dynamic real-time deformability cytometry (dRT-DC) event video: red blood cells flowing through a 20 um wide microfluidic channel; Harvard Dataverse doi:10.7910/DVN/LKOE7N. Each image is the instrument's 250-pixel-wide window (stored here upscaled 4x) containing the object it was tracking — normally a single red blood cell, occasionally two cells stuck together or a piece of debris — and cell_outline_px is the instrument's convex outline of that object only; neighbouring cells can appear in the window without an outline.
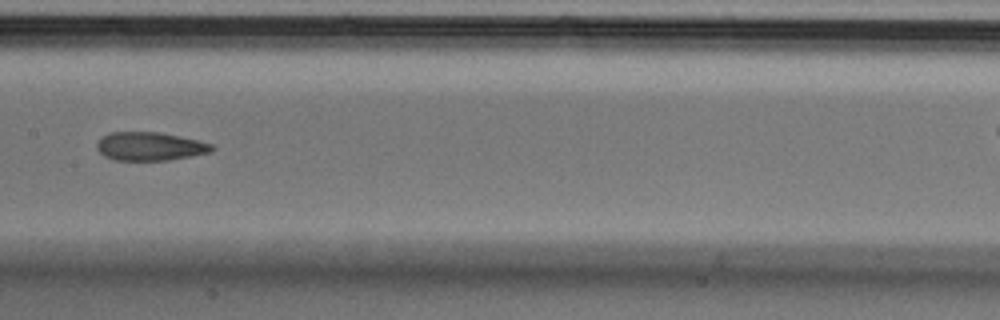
{"species": "Egyptian fruit bat (a non-hibernating species)", "species_latin": "Rousettus aegyptiacus", "temperature_condition": "cold", "stored_images_in_passage": 6, "camera_frame_rate_fps": 3000, "um_per_image_px": 0.085, "animal": {"sex": "male"}, "frame": {"image": 1, "passage_image": 6, "time_ms": 1.667, "image_size_px": [1000, 320], "cell_outline_px": [[216, 148], [212, 152], [168, 160], [112, 160], [104, 156], [96, 148], [96, 144], [108, 132], [160, 132], [196, 140], [212, 144]], "centroid_in_image_um": [12.74, 12.44], "position_along_channel_um": 194.7, "area_um2": 19.02}}